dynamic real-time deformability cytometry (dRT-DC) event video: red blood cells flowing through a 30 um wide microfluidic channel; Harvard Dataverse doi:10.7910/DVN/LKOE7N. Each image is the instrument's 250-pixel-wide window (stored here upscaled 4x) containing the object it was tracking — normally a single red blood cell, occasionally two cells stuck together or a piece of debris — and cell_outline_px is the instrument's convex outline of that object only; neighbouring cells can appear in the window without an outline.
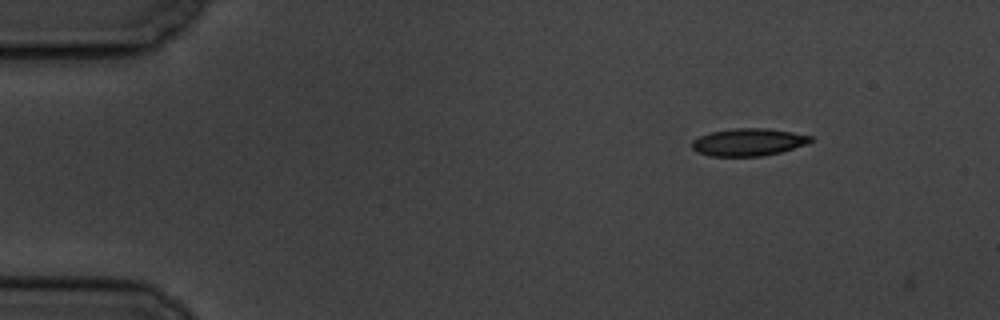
{"species": "common noctule bat (a hibernating species)", "species_latin": "Nyctalus noctula", "temperature_condition": "cold", "stored_images_in_passage": 2, "camera_frame_rate_fps": 3000, "um_per_image_px": 0.085, "animal": {"sex": "male", "body_mass_g": 19.5, "forearm_length_mm": 54.6}, "frame": {"image": 1, "passage_image": 1, "time_ms": 0.0, "image_size_px": [1000, 320], "cell_outline_px": [[812, 140], [808, 144], [780, 152], [760, 156], [712, 156], [696, 152], [692, 148], [692, 140], [700, 136], [712, 132], [736, 128], [768, 128], [792, 132], [812, 136]], "centroid_in_image_um": [63.62, 12.08], "position_along_channel_um": 21.4, "area_um2": 18.9}}